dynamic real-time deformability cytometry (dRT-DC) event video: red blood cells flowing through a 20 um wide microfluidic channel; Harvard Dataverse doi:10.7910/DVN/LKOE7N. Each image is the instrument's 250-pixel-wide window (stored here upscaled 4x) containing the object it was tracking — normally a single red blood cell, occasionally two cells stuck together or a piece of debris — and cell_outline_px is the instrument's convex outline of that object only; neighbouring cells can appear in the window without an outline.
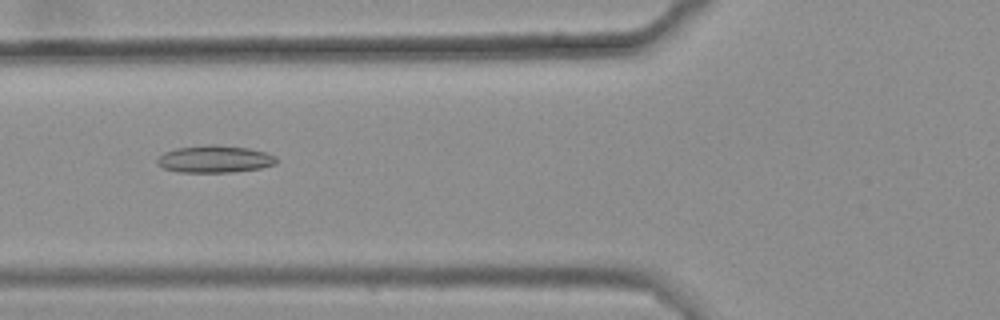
{"species": "common noctule bat (a hibernating species)", "species_latin": "Nyctalus noctula", "temperature_condition": "warm", "stored_images_in_passage": 49, "camera_frame_rate_fps": 3000, "um_per_image_px": 0.085, "animal": {"sex": "female", "body_mass_g": 25.1}, "frame": {"image": 1, "passage_image": 21, "time_ms": 6.667, "image_size_px": [1000, 320], "cell_outline_px": [[280, 160], [276, 164], [260, 168], [232, 172], [176, 172], [164, 168], [156, 164], [156, 160], [164, 152], [176, 148], [204, 144], [216, 144], [248, 148], [264, 152], [276, 156]], "centroid_in_image_um": [18.25, 13.51], "position_along_channel_um": 107.6, "area_um2": 19.13}}
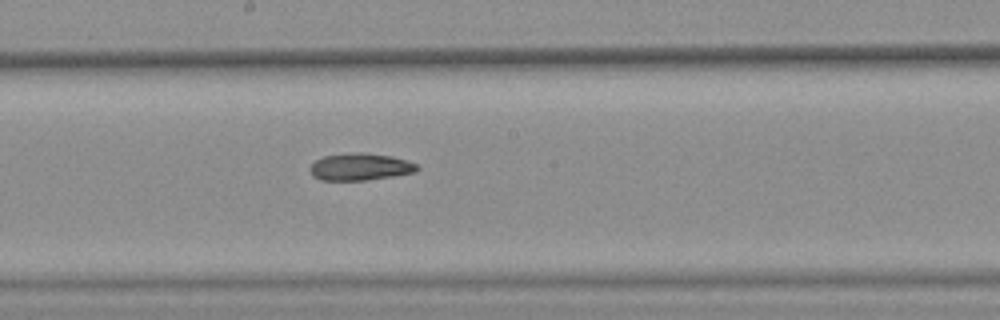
{"frame": {"image": 2, "passage_image": 30, "time_ms": 9.667, "image_size_px": [1000, 320], "cell_outline_px": [[420, 168], [416, 172], [392, 176], [364, 180], [320, 180], [312, 176], [308, 168], [316, 160], [324, 156], [360, 152], [364, 152], [392, 156], [408, 160], [416, 164]], "centroid_in_image_um": [30.62, 14.18], "position_along_channel_um": 217.6, "area_um2": 16.94}}
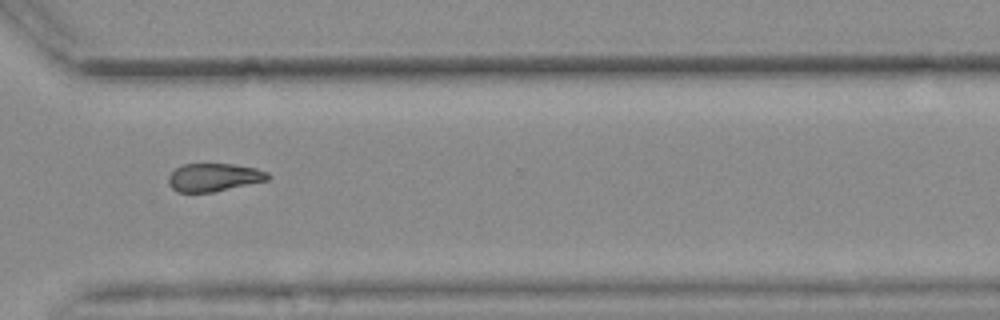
{"frame": {"image": 3, "passage_image": 41, "time_ms": 13.333, "image_size_px": [1000, 320], "cell_outline_px": [[272, 176], [268, 180], [212, 192], [176, 192], [168, 184], [168, 176], [176, 168], [184, 164], [232, 164], [256, 168], [268, 172]], "centroid_in_image_um": [18.18, 15.07], "position_along_channel_um": 352.4, "area_um2": 16.24}}